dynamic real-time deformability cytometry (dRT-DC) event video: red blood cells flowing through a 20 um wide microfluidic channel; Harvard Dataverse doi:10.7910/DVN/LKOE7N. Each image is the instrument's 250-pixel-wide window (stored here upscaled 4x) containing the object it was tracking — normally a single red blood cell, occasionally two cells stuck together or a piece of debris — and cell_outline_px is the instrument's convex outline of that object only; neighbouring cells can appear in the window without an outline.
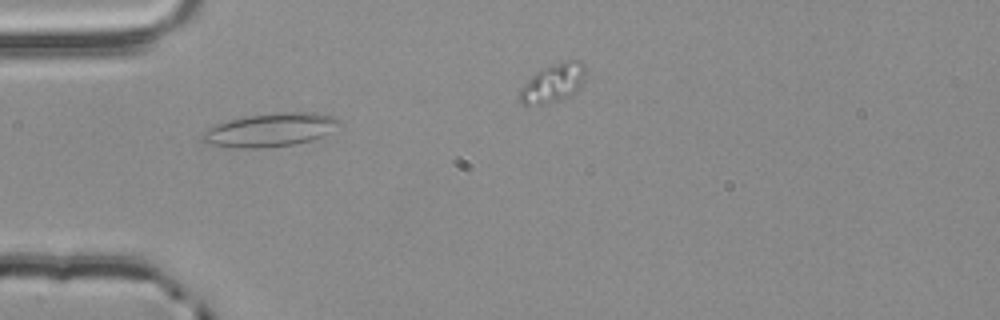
{"species": "common noctule bat (a hibernating species)", "species_latin": "Nyctalus noctula", "temperature_condition": "room temperature", "stored_images_in_passage": 3, "camera_frame_rate_fps": 3000, "um_per_image_px": 0.085, "animal": {"sex": "male", "body_mass_g": 20.4}, "frame": {"image": 1, "passage_image": 1, "time_ms": 0.0, "image_size_px": [1000, 320], "cell_outline_px": [[344, 124], [312, 140], [296, 144], [264, 148], [236, 148], [208, 144], [200, 140], [200, 132], [216, 124], [228, 120], [248, 116], [276, 112], [316, 112], [332, 116], [340, 120]], "centroid_in_image_um": [22.94, 11.04], "position_along_channel_um": 62.1, "area_um2": 26.99}}
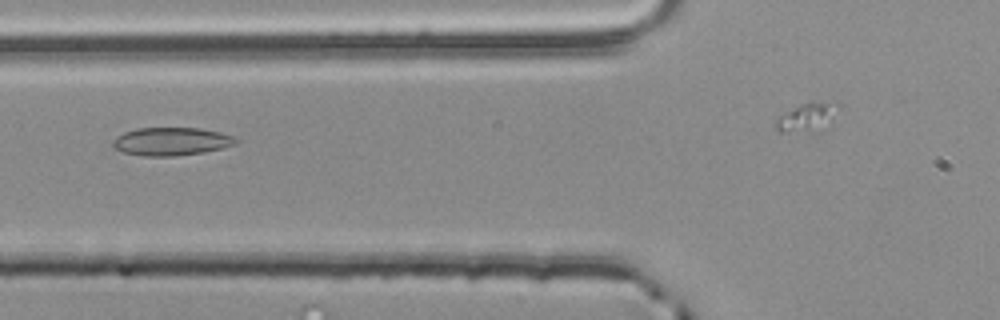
{"frame": {"image": 2, "passage_image": 2, "time_ms": 0.333, "image_size_px": [1000, 320], "cell_outline_px": [[240, 140], [236, 144], [204, 152], [176, 156], [144, 156], [124, 152], [116, 148], [112, 144], [112, 140], [116, 136], [124, 132], [136, 128], [200, 128], [220, 132], [236, 136]], "centroid_in_image_um": [14.59, 12.01], "position_along_channel_um": 111.2, "area_um2": 20.23}}